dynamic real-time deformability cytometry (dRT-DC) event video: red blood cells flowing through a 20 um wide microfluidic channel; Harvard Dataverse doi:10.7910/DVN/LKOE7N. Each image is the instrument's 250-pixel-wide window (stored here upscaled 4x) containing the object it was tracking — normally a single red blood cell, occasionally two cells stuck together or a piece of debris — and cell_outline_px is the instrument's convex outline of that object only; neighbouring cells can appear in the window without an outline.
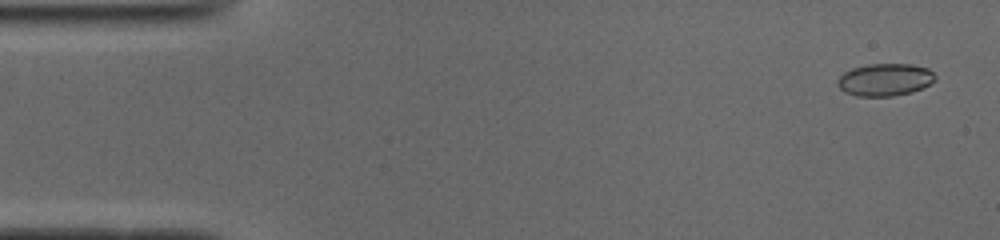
{"species": "common noctule bat (a hibernating species)", "species_latin": "Nyctalus noctula", "temperature_condition": "cold", "stored_images_in_passage": 50, "camera_frame_rate_fps": 3000, "um_per_image_px": 0.085, "animal": {"sex": "male", "body_mass_g": 19.0, "forearm_length_mm": 50.8}, "frame": {"image": 1, "passage_image": 2, "time_ms": 0.333, "image_size_px": [1000, 240], "cell_outline_px": [[936, 80], [912, 92], [892, 96], [856, 96], [844, 92], [836, 84], [836, 80], [844, 72], [852, 68], [868, 64], [912, 64], [928, 68], [936, 76]], "centroid_in_image_um": [75.19, 6.77], "position_along_channel_um": 9.8, "area_um2": 18.5}}
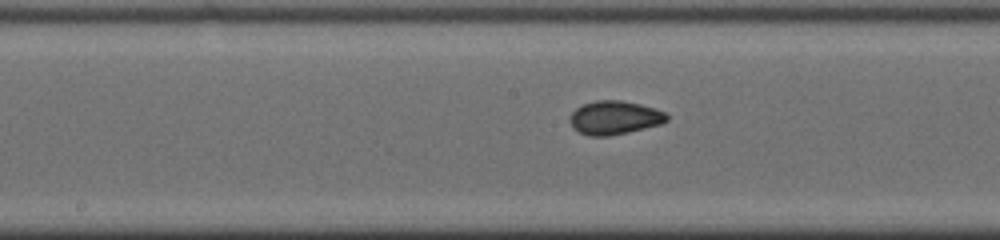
{"frame": {"image": 2, "passage_image": 25, "time_ms": 8.0, "image_size_px": [1000, 240], "cell_outline_px": [[668, 120], [660, 124], [628, 132], [608, 136], [588, 136], [572, 128], [572, 112], [576, 108], [584, 104], [596, 100], [620, 100], [640, 104], [664, 112], [668, 116]], "centroid_in_image_um": [52.23, 10.0], "position_along_channel_um": 196.0, "area_um2": 18.67}}
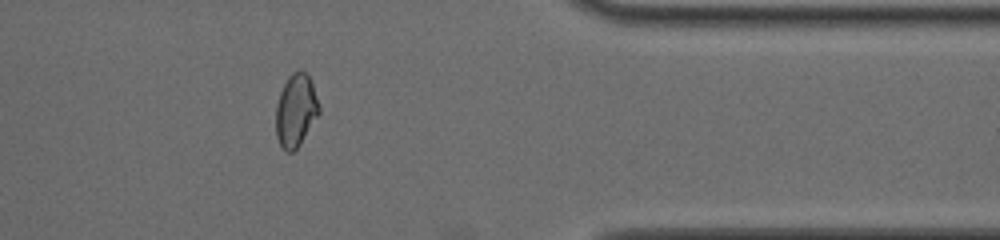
{"frame": {"image": 3, "passage_image": 41, "time_ms": 13.333, "image_size_px": [1000, 240], "cell_outline_px": [[320, 112], [300, 144], [292, 152], [288, 152], [280, 144], [276, 136], [276, 104], [280, 92], [288, 76], [292, 72], [304, 72], [308, 76], [312, 84], [320, 108]], "centroid_in_image_um": [25.13, 9.39], "position_along_channel_um": 386.3, "area_um2": 17.98}, "authors_computed_cell_mechanics": {"area_um2": 18.5249, "velocity_mm_per_s": 3.9349, "shape_relaxation_time_tau1_ms": null, "shape_relaxation_time_tau2_ms": 1.0674, "deformation_change_tau1": null, "deformation_change_tau2": 0.0451}}